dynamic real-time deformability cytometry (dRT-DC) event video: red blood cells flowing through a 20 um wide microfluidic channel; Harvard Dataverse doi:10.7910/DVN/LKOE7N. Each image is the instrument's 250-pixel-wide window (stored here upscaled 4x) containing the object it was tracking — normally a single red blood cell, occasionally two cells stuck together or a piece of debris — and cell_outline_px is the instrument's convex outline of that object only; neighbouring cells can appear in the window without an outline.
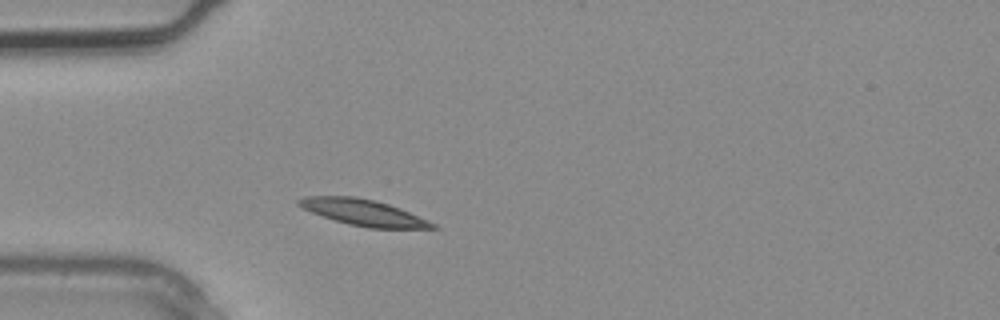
{"species": "common noctule bat (a hibernating species)", "species_latin": "Nyctalus noctula", "temperature_condition": "warm", "stored_images_in_passage": 1, "camera_frame_rate_fps": 3000, "um_per_image_px": 0.085, "animal": {"sex": "male", "body_mass_g": 20.4}, "frame": {"image": 1, "passage_image": 1, "time_ms": 0.0, "image_size_px": [1000, 320], "cell_outline_px": [[440, 228], [368, 228], [348, 224], [312, 212], [296, 204], [296, 200], [304, 196], [356, 196], [388, 204], [400, 208], [428, 220], [436, 224]], "centroid_in_image_um": [30.89, 18.05], "position_along_channel_um": 54.1, "area_um2": 20.17}}